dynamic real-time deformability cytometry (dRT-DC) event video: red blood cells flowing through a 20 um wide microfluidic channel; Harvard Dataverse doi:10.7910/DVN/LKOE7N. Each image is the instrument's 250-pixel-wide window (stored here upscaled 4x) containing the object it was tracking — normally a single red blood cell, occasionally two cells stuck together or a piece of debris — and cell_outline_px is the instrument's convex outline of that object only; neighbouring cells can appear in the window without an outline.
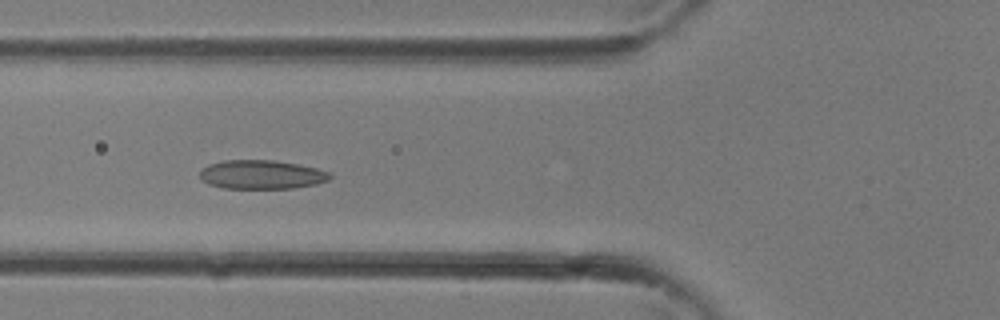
{"species": "common noctule bat (a hibernating species)", "species_latin": "Nyctalus noctula", "temperature_condition": "room temperature", "stored_images_in_passage": 33, "camera_frame_rate_fps": 3000, "um_per_image_px": 0.085, "animal": {"sex": "female"}, "frame": {"image": 1, "passage_image": 12, "time_ms": 3.667, "image_size_px": [1000, 320], "cell_outline_px": [[332, 176], [328, 180], [316, 184], [292, 188], [224, 188], [208, 184], [200, 180], [200, 172], [208, 164], [224, 160], [272, 160], [296, 164], [316, 168], [332, 172]], "centroid_in_image_um": [22.23, 14.84], "position_along_channel_um": 103.6, "area_um2": 21.91}}
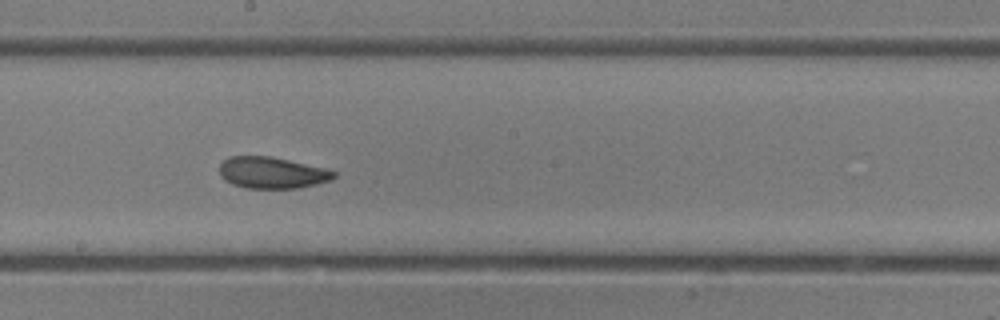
{"frame": {"image": 2, "passage_image": 18, "time_ms": 5.667, "image_size_px": [1000, 320], "cell_outline_px": [[336, 176], [332, 180], [316, 184], [296, 188], [244, 188], [232, 184], [224, 180], [220, 176], [220, 164], [228, 156], [272, 156], [328, 168], [336, 172]], "centroid_in_image_um": [23.13, 14.67], "position_along_channel_um": 225.1, "area_um2": 21.27}}
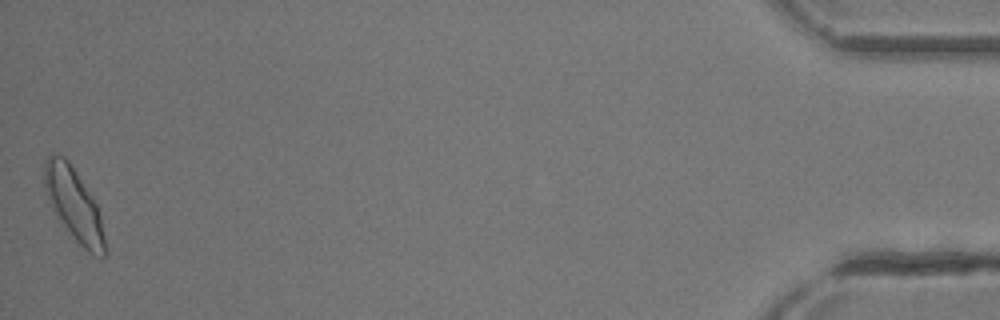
{"frame": {"image": 3, "passage_image": 33, "time_ms": 10.667, "image_size_px": [1000, 320], "cell_outline_px": [[108, 252], [104, 256], [100, 256], [88, 252], [76, 240], [56, 216], [52, 208], [44, 184], [44, 160], [52, 152], [64, 156], [68, 160], [92, 196], [96, 204], [100, 216], [108, 248]], "centroid_in_image_um": [6.3, 17.37], "position_along_channel_um": 428.9, "area_um2": 25.43}}